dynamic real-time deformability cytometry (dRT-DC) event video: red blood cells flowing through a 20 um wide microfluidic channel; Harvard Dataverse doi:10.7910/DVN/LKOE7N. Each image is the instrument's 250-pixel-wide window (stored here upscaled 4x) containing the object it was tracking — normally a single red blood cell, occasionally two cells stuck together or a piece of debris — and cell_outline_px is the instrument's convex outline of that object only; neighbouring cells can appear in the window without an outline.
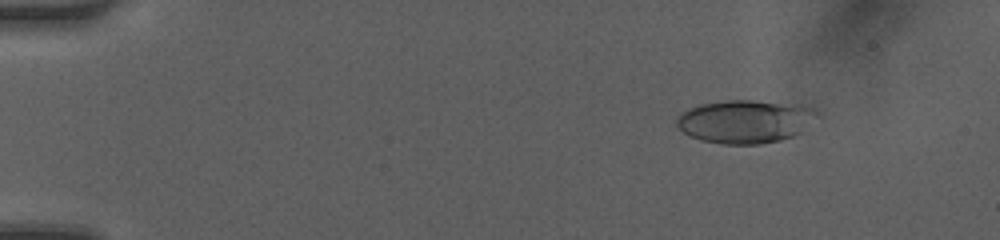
{"species": "human", "species_latin": "Homo sapiens", "temperature_condition": "room temperature", "stored_images_in_passage": 10, "camera_frame_rate_fps": 3000, "um_per_image_px": 0.085, "donor": {"sex": "female"}, "frame": {"image": 1, "passage_image": 4, "time_ms": 1.0, "image_size_px": [1000, 240], "cell_outline_px": [[808, 108], [800, 132], [792, 136], [780, 140], [760, 144], [724, 144], [700, 140], [688, 136], [676, 124], [676, 116], [680, 112], [688, 108], [700, 104], [728, 100], [752, 100], [800, 104]], "centroid_in_image_um": [63.09, 10.33], "position_along_channel_um": 21.9, "area_um2": 34.16}}
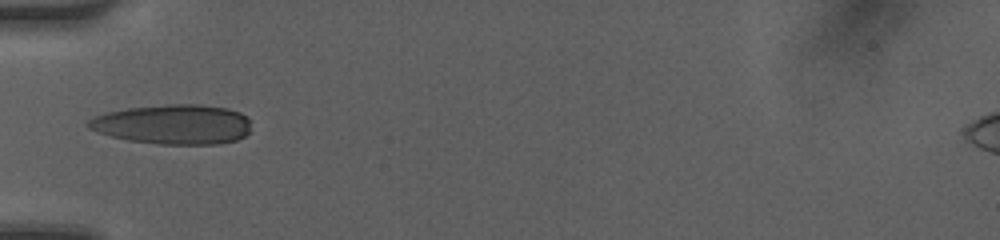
{"frame": {"image": 2, "passage_image": 9, "time_ms": 2.667, "image_size_px": [1000, 240], "cell_outline_px": [[248, 132], [244, 136], [236, 140], [220, 144], [160, 144], [128, 140], [96, 132], [88, 128], [84, 124], [88, 120], [96, 116], [108, 112], [128, 108], [168, 104], [196, 104], [228, 108], [240, 112], [248, 116]], "centroid_in_image_um": [14.71, 10.57], "position_along_channel_um": 70.3, "area_um2": 37.69}}